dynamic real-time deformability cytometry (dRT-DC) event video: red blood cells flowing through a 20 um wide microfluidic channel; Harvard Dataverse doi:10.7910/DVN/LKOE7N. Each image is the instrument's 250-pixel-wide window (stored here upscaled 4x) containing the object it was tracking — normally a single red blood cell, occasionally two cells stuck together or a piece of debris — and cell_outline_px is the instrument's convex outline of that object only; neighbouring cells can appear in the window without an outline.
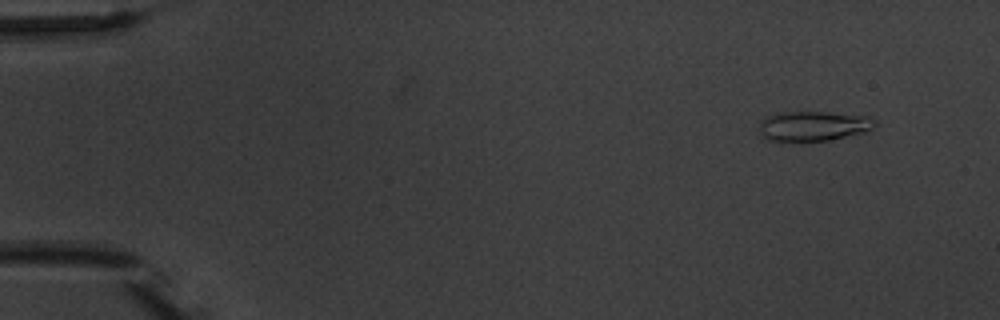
{"species": "common noctule bat (a hibernating species)", "species_latin": "Nyctalus noctula", "temperature_condition": "warm", "stored_images_in_passage": 11, "camera_frame_rate_fps": 3000, "um_per_image_px": 0.085, "animal": {"sex": "male", "body_mass_g": 20.1, "forearm_length_mm": 53.5}, "frame": {"image": 1, "passage_image": 2, "time_ms": 1.333, "image_size_px": [1000, 320], "cell_outline_px": [[876, 124], [872, 128], [864, 132], [828, 140], [768, 140], [760, 132], [760, 124], [764, 116], [784, 112], [828, 112], [868, 116], [876, 120]], "centroid_in_image_um": [69.15, 10.69], "position_along_channel_um": 15.8, "area_um2": 19.77}}
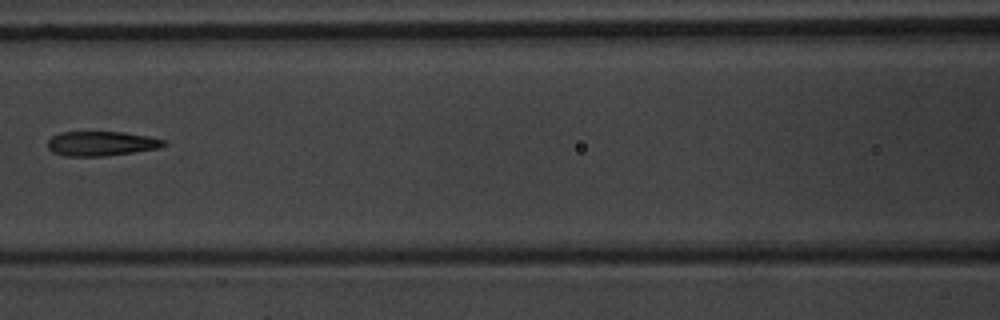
{"frame": {"image": 2, "passage_image": 7, "time_ms": 8.333, "image_size_px": [1000, 320], "cell_outline_px": [[168, 144], [160, 148], [104, 156], [64, 156], [52, 152], [48, 148], [48, 140], [52, 136], [60, 132], [124, 132], [148, 136], [164, 140]], "centroid_in_image_um": [8.6, 12.2], "position_along_channel_um": 158.0, "area_um2": 16.65}}
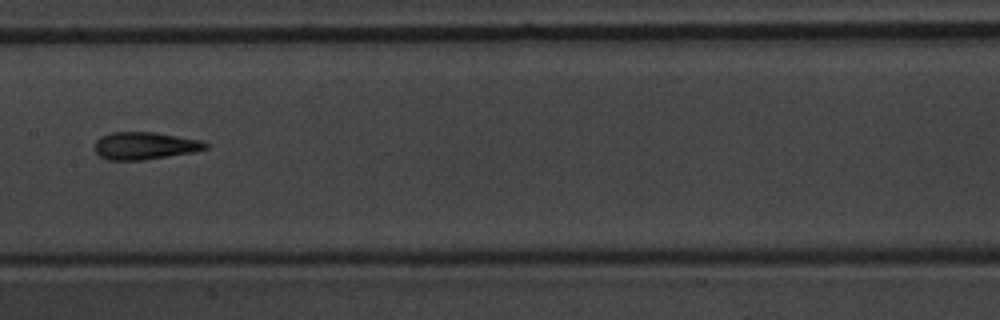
{"frame": {"image": 3, "passage_image": 8, "time_ms": 9.333, "image_size_px": [1000, 320], "cell_outline_px": [[208, 148], [192, 152], [144, 160], [108, 160], [100, 156], [96, 152], [96, 140], [100, 136], [112, 132], [152, 132], [200, 140], [208, 144]], "centroid_in_image_um": [12.28, 12.39], "position_along_channel_um": 195.1, "area_um2": 17.51}}